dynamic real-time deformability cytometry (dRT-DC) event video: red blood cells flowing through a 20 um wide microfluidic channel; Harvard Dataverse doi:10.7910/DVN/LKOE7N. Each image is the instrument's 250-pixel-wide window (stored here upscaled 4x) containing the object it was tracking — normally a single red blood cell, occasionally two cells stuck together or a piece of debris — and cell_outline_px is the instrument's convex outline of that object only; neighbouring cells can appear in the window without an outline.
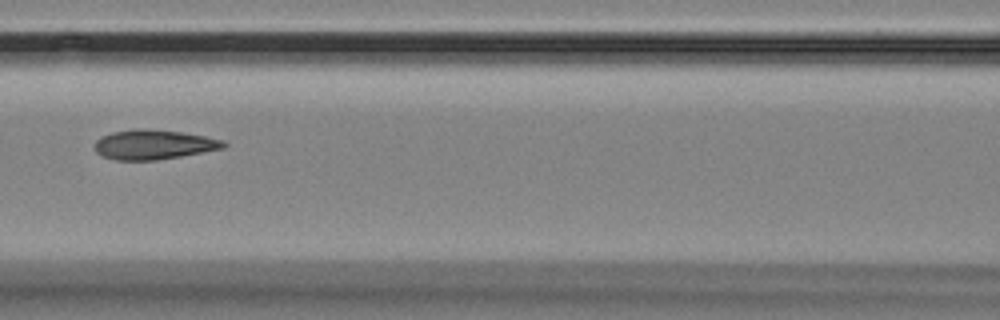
{"species": "Egyptian fruit bat (a non-hibernating species)", "species_latin": "Rousettus aegyptiacus", "temperature_condition": "room temperature", "stored_images_in_passage": 16, "camera_frame_rate_fps": 3000, "um_per_image_px": 0.085, "animal": {"sex": "female"}, "frame": {"image": 1, "passage_image": 7, "time_ms": 7.0, "image_size_px": [1000, 320], "cell_outline_px": [[228, 144], [224, 148], [180, 156], [156, 160], [116, 160], [104, 156], [96, 152], [96, 140], [100, 136], [112, 132], [136, 128], [140, 128], [180, 132], [204, 136], [224, 140]], "centroid_in_image_um": [13.06, 12.28], "position_along_channel_um": 153.5, "area_um2": 22.08}}
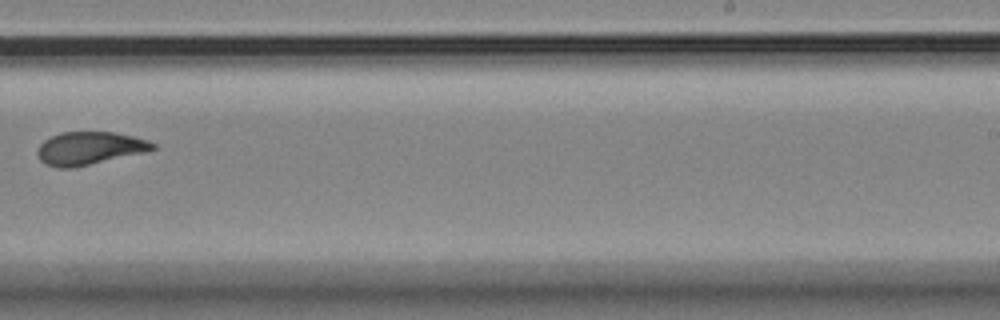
{"frame": {"image": 2, "passage_image": 10, "time_ms": 10.667, "image_size_px": [1000, 320], "cell_outline_px": [[156, 148], [144, 152], [72, 168], [56, 168], [44, 164], [40, 160], [36, 152], [40, 144], [44, 140], [60, 132], [112, 132], [132, 136], [148, 140], [156, 144]], "centroid_in_image_um": [7.56, 12.6], "position_along_channel_um": 281.4, "area_um2": 22.02}}
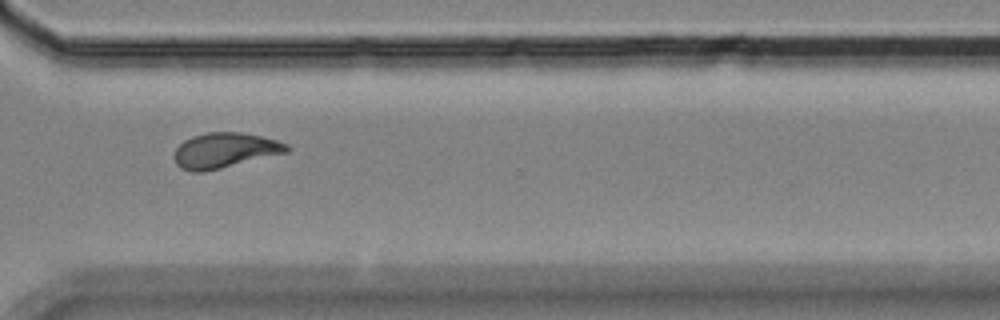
{"frame": {"image": 3, "passage_image": 12, "time_ms": 12.667, "image_size_px": [1000, 320], "cell_outline_px": [[292, 148], [288, 152], [204, 172], [192, 172], [180, 168], [176, 164], [172, 156], [176, 148], [184, 140], [192, 136], [208, 132], [240, 132], [260, 136], [276, 140], [288, 144]], "centroid_in_image_um": [19.08, 12.78], "position_along_channel_um": 351.5, "area_um2": 23.18}, "authors_computed_cell_mechanics": {"area_um2": 22.1663, "velocity_mm_per_s": 3.5042, "shape_relaxation_time_tau1_ms": 6.6436, "shape_relaxation_time_tau2_ms": 1.1291, "deformation_change_tau1": 0.1535, "deformation_change_tau2": 0.0504}}